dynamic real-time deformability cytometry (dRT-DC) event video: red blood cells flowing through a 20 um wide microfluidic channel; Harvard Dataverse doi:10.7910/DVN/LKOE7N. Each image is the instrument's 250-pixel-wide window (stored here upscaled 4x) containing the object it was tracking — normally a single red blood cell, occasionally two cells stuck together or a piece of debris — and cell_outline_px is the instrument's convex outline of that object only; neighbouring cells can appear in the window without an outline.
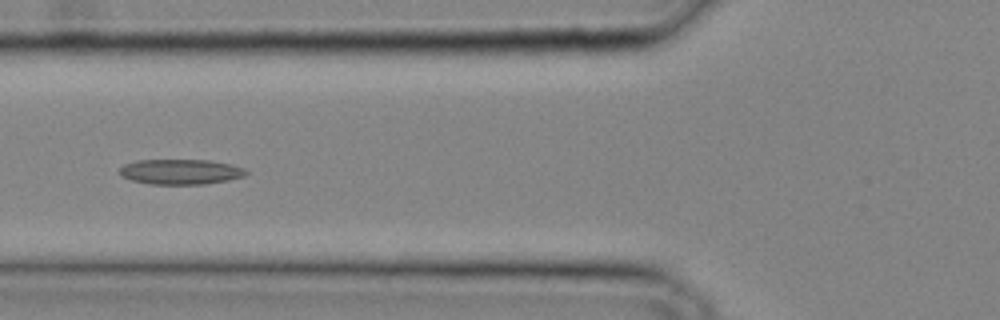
{"species": "common noctule bat (a hibernating species)", "species_latin": "Nyctalus noctula", "temperature_condition": "cold", "stored_images_in_passage": 30, "camera_frame_rate_fps": 3000, "um_per_image_px": 0.085, "animal": {"sex": "male", "body_mass_g": 20.4}, "frame": {"image": 1, "passage_image": 9, "time_ms": 2.667, "image_size_px": [1000, 320], "cell_outline_px": [[248, 172], [244, 176], [228, 180], [204, 184], [152, 184], [132, 180], [120, 176], [120, 168], [124, 164], [136, 160], [212, 160], [232, 164], [244, 168]], "centroid_in_image_um": [15.36, 14.59], "position_along_channel_um": 110.4, "area_um2": 18.61}}
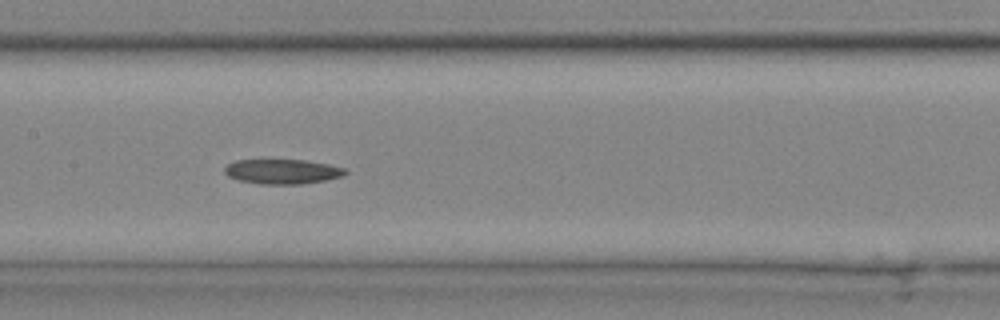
{"frame": {"image": 2, "passage_image": 13, "time_ms": 4.0, "image_size_px": [1000, 320], "cell_outline_px": [[348, 172], [344, 176], [324, 180], [300, 184], [260, 184], [240, 180], [228, 176], [224, 172], [224, 168], [228, 164], [236, 160], [304, 160], [328, 164], [348, 168]], "centroid_in_image_um": [24.04, 14.58], "position_along_channel_um": 183.4, "area_um2": 17.4}}
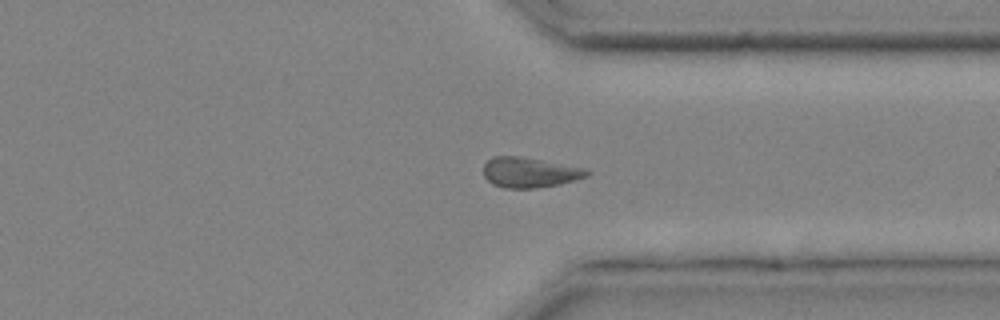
{"frame": {"image": 3, "passage_image": 23, "time_ms": 7.333, "image_size_px": [1000, 320], "cell_outline_px": [[592, 172], [588, 176], [560, 184], [532, 188], [504, 188], [492, 184], [484, 176], [484, 164], [492, 156], [520, 156], [588, 168]], "centroid_in_image_um": [45.05, 14.65], "position_along_channel_um": 366.4, "area_um2": 18.32}}